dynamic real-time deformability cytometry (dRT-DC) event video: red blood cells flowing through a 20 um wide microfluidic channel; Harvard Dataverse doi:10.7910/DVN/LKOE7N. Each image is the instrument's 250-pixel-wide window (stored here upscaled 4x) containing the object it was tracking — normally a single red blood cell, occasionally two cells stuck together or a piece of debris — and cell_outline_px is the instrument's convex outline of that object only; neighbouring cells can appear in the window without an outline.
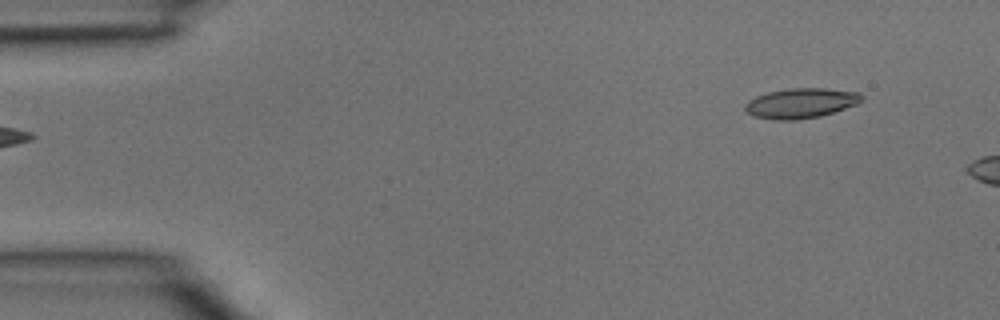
{"species": "common noctule bat (a hibernating species)", "species_latin": "Nyctalus noctula", "temperature_condition": "room temperature", "stored_images_in_passage": 5, "camera_frame_rate_fps": 3000, "um_per_image_px": 0.085, "animal": {"sex": "male", "body_mass_g": 15.6}, "frame": {"image": 1, "passage_image": 5, "time_ms": 1.333, "image_size_px": [1000, 320], "cell_outline_px": [[864, 100], [856, 104], [820, 116], [796, 120], [772, 120], [756, 116], [748, 112], [744, 108], [744, 104], [748, 100], [756, 96], [768, 92], [792, 88], [824, 88], [860, 92], [864, 96]], "centroid_in_image_um": [68.08, 8.76], "position_along_channel_um": 16.9, "area_um2": 20.35}}